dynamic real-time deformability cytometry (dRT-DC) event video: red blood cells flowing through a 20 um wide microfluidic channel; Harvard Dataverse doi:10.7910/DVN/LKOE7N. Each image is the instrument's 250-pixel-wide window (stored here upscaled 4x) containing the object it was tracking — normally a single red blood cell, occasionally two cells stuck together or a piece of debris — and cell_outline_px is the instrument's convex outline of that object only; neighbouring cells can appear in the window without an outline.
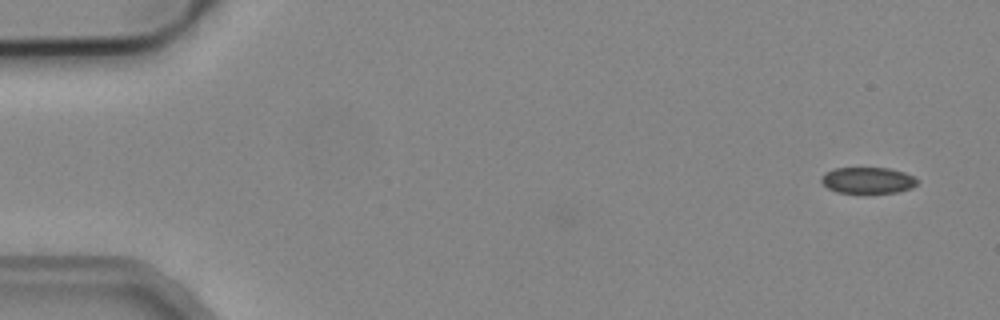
{"species": "common noctule bat (a hibernating species)", "species_latin": "Nyctalus noctula", "temperature_condition": "cold", "stored_images_in_passage": 8, "camera_frame_rate_fps": 3000, "um_per_image_px": 0.085, "animal": {"sex": "male", "body_mass_g": 19.2, "forearm_length_mm": 51.8}, "frame": {"image": 1, "passage_image": 1, "time_ms": 0.0, "image_size_px": [1000, 320], "cell_outline_px": [[920, 180], [912, 188], [896, 192], [836, 192], [828, 188], [820, 180], [820, 176], [824, 172], [832, 168], [888, 168], [904, 172]], "centroid_in_image_um": [73.73, 15.31], "position_along_channel_um": 11.3, "area_um2": 14.62}}
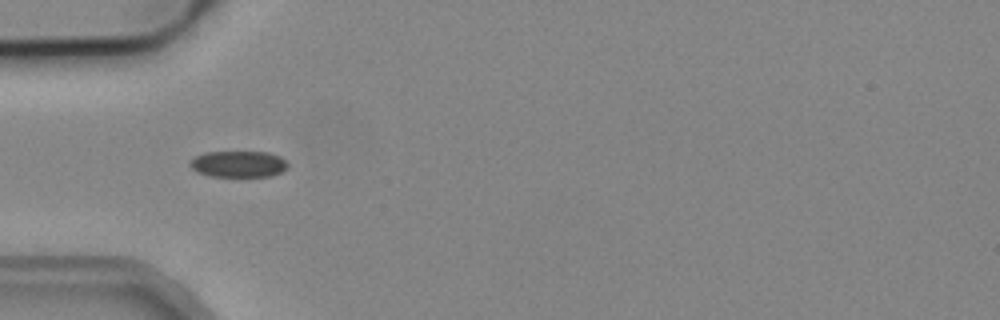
{"frame": {"image": 2, "passage_image": 5, "time_ms": 1.333, "image_size_px": [1000, 320], "cell_outline_px": [[288, 168], [272, 176], [208, 176], [196, 172], [188, 164], [196, 156], [204, 152], [268, 152], [280, 156], [288, 164]], "centroid_in_image_um": [20.26, 13.94], "position_along_channel_um": 64.7, "area_um2": 15.03}}
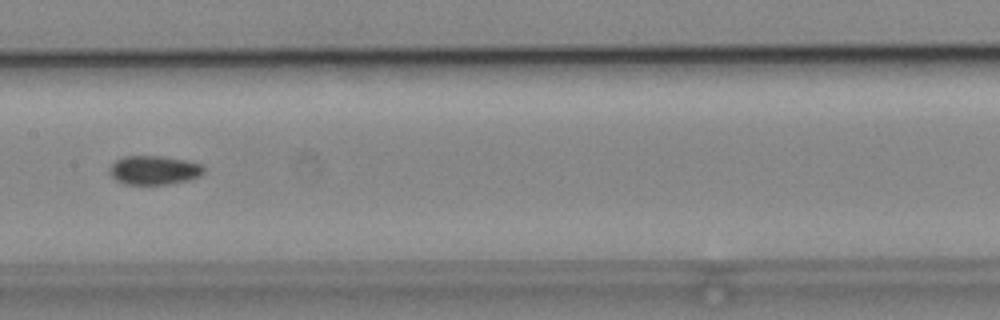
{"frame": {"image": 3, "passage_image": 8, "time_ms": 2.333, "image_size_px": [1000, 320], "cell_outline_px": [[204, 172], [200, 176], [188, 180], [168, 184], [124, 184], [116, 180], [108, 172], [108, 168], [116, 160], [124, 156], [160, 156], [184, 160], [200, 164], [204, 168]], "centroid_in_image_um": [13.06, 14.46], "position_along_channel_um": 194.3, "area_um2": 15.84}}